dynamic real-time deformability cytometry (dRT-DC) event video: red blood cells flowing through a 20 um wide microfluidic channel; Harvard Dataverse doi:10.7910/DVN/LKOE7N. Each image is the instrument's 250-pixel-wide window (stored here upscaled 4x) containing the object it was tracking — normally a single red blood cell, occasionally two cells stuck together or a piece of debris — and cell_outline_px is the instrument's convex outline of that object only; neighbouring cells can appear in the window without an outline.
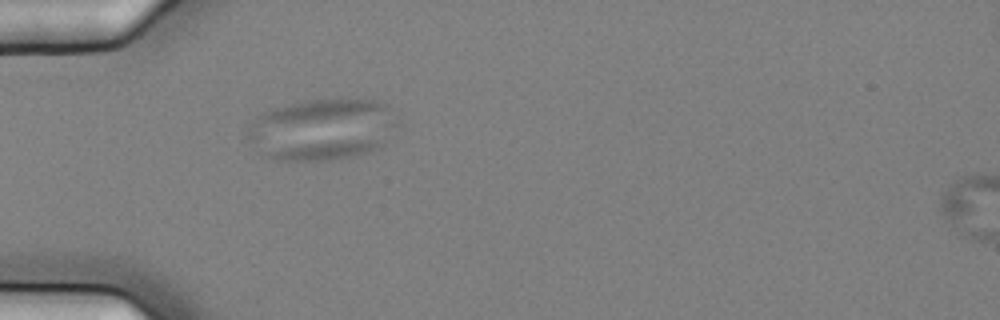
{"species": "common noctule bat (a hibernating species)", "species_latin": "Nyctalus noctula", "temperature_condition": "cold", "stored_images_in_passage": 5, "camera_frame_rate_fps": 3000, "um_per_image_px": 0.085, "animal": {"sex": "female", "body_mass_g": 25.1}, "frame": {"image": 1, "passage_image": 4, "time_ms": 1.0, "image_size_px": [1000, 320], "cell_outline_px": [[400, 120], [384, 144], [380, 148], [372, 152], [356, 156], [324, 160], [276, 160], [260, 152], [244, 136], [256, 116], [264, 112], [288, 104], [308, 100], [376, 100], [388, 104]], "centroid_in_image_um": [27.42, 11.01], "position_along_channel_um": 57.6, "area_um2": 53.99}}